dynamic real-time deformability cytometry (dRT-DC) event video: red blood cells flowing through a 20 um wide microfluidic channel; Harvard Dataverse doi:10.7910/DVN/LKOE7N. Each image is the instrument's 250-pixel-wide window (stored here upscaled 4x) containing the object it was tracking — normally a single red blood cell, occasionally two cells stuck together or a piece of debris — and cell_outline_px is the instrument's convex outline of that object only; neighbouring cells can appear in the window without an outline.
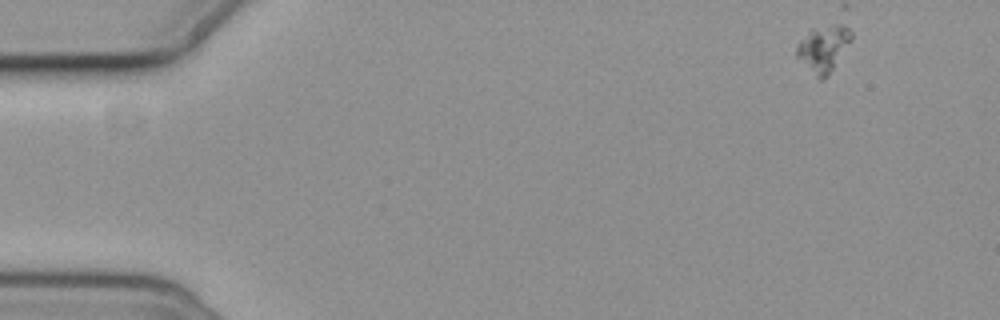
{"species": "common noctule bat (a hibernating species)", "species_latin": "Nyctalus noctula", "temperature_condition": "cold", "stored_images_in_passage": 4, "camera_frame_rate_fps": 3000, "um_per_image_px": 0.085, "animal": {"sex": "female", "body_mass_g": 19.3, "forearm_length_mm": 54.1}, "frame": {"image": 1, "passage_image": 1, "time_ms": 0.0, "image_size_px": [1000, 320], "cell_outline_px": [[852, 40], [828, 76], [824, 80], [816, 80], [796, 56], [796, 44], [812, 28], [836, 24], [840, 24], [848, 28], [852, 32]], "centroid_in_image_um": [69.97, 4.16], "position_along_channel_um": 15.0, "area_um2": 15.03}}
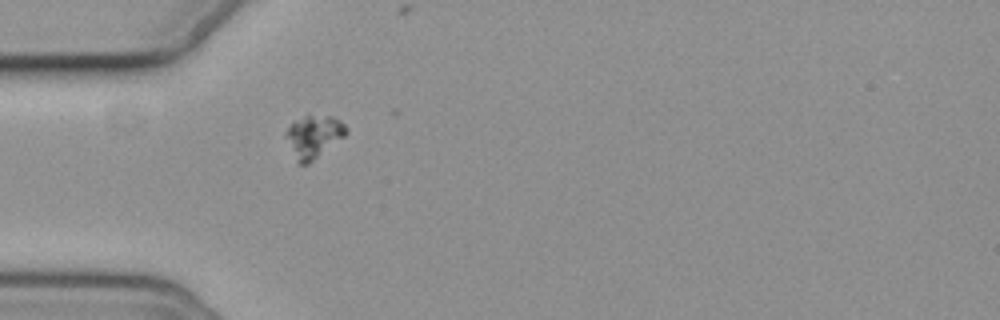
{"frame": {"image": 2, "passage_image": 4, "time_ms": 4.333, "image_size_px": [1000, 320], "cell_outline_px": [[348, 132], [344, 136], [308, 164], [300, 164], [296, 160], [284, 136], [284, 132], [296, 120], [308, 112], [332, 116], [340, 120], [348, 128]], "centroid_in_image_um": [26.65, 11.54], "position_along_channel_um": 58.3, "area_um2": 15.14}}